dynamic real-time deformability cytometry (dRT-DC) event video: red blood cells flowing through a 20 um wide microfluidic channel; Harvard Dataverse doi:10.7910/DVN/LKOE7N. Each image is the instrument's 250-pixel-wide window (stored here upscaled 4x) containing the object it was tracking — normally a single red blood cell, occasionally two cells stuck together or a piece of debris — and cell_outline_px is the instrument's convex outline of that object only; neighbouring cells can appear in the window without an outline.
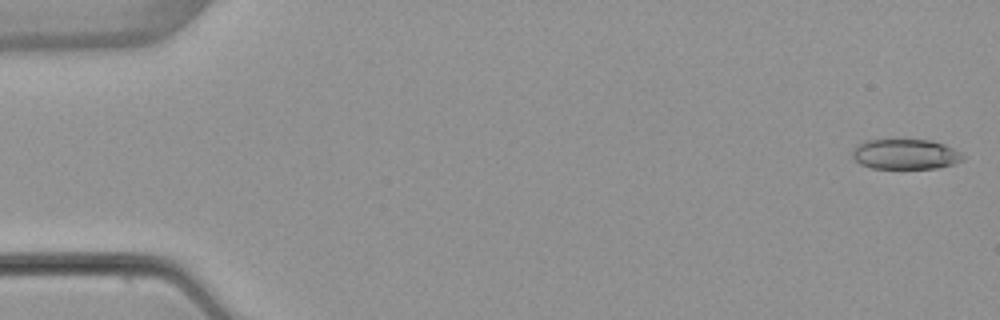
{"species": "common noctule bat (a hibernating species)", "species_latin": "Nyctalus noctula", "temperature_condition": "warm", "stored_images_in_passage": 4, "camera_frame_rate_fps": 3000, "um_per_image_px": 0.085, "animal": {"sex": "female", "body_mass_g": 22.7, "forearm_length_mm": 54.2}, "frame": {"image": 1, "passage_image": 1, "time_ms": 0.0, "image_size_px": [1000, 320], "cell_outline_px": [[968, 156], [964, 160], [956, 164], [936, 168], [872, 168], [860, 164], [852, 156], [852, 152], [864, 140], [932, 140], [944, 144]], "centroid_in_image_um": [77.03, 13.11], "position_along_channel_um": 8.0, "area_um2": 19.48}}
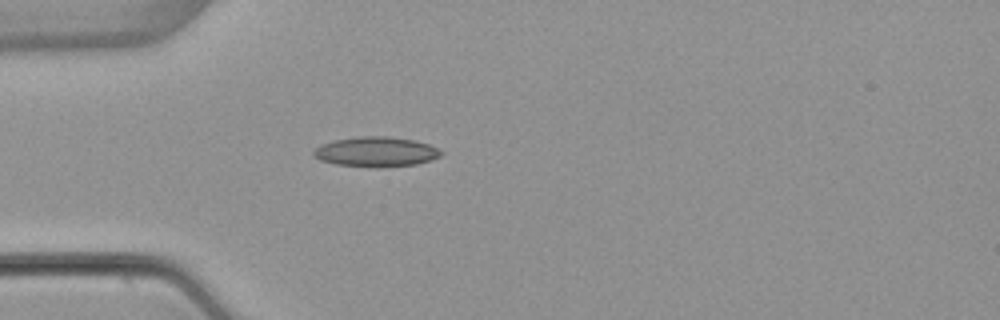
{"frame": {"image": 2, "passage_image": 4, "time_ms": 4.667, "image_size_px": [1000, 320], "cell_outline_px": [[444, 152], [440, 156], [432, 160], [416, 164], [376, 168], [336, 164], [320, 160], [312, 152], [320, 144], [332, 140], [360, 136], [388, 136], [416, 140], [428, 144]], "centroid_in_image_um": [31.97, 12.9], "position_along_channel_um": 53.0, "area_um2": 22.37}}